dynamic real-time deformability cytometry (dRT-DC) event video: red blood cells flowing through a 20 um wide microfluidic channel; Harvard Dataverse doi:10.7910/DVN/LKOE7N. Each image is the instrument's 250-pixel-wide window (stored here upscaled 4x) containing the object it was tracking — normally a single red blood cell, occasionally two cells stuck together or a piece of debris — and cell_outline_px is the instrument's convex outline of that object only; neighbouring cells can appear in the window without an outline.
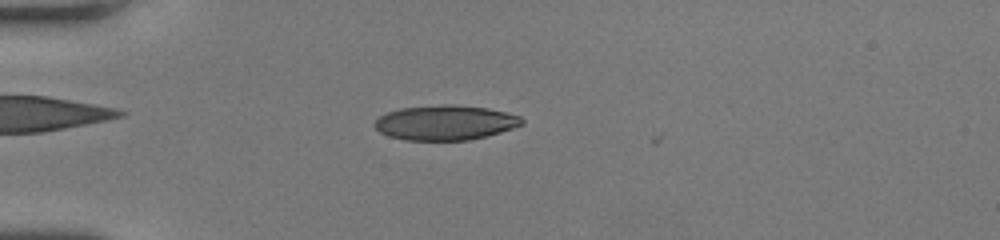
{"species": "human", "species_latin": "Homo sapiens", "temperature_condition": "room temperature", "stored_images_in_passage": 49, "camera_frame_rate_fps": 3000, "um_per_image_px": 0.085, "donor": {"sex": "female"}, "frame": {"image": 1, "passage_image": 14, "time_ms": 4.333, "image_size_px": [1000, 240], "cell_outline_px": [[524, 124], [500, 132], [468, 140], [404, 140], [388, 136], [380, 132], [372, 124], [380, 116], [388, 112], [400, 108], [444, 104], [452, 104], [488, 108], [520, 116], [524, 120]], "centroid_in_image_um": [37.83, 10.42], "position_along_channel_um": 47.2, "area_um2": 29.82}}
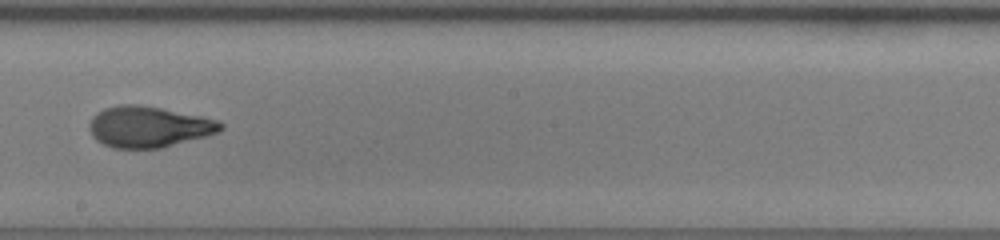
{"frame": {"image": 2, "passage_image": 29, "time_ms": 9.333, "image_size_px": [1000, 240], "cell_outline_px": [[224, 128], [220, 132], [160, 148], [112, 148], [96, 140], [92, 136], [88, 128], [88, 124], [92, 116], [96, 112], [104, 108], [120, 104], [136, 104], [160, 108], [204, 116], [216, 120], [224, 124]], "centroid_in_image_um": [12.61, 10.77], "position_along_channel_um": 235.6, "area_um2": 31.56}}
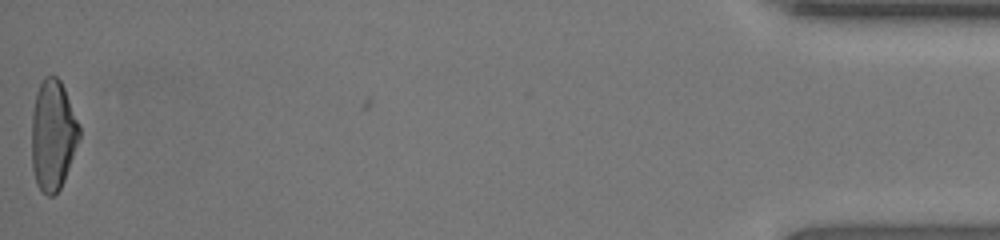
{"frame": {"image": 3, "passage_image": 49, "time_ms": 16.0, "image_size_px": [1000, 240], "cell_outline_px": [[80, 136], [64, 180], [60, 188], [52, 196], [48, 196], [36, 184], [32, 168], [32, 112], [36, 92], [44, 76], [56, 76], [60, 80], [64, 88], [80, 124]], "centroid_in_image_um": [4.49, 11.46], "position_along_channel_um": 430.7, "area_um2": 30.58}, "authors_computed_cell_mechanics": {"area_um2": 30.5184, "velocity_mm_per_s": 4.2904, "shape_relaxation_time_tau1_ms": 6.7557, "shape_relaxation_time_tau2_ms": 0.8635, "deformation_change_tau1": 0.2707, "deformation_change_tau2": 0.0676}}